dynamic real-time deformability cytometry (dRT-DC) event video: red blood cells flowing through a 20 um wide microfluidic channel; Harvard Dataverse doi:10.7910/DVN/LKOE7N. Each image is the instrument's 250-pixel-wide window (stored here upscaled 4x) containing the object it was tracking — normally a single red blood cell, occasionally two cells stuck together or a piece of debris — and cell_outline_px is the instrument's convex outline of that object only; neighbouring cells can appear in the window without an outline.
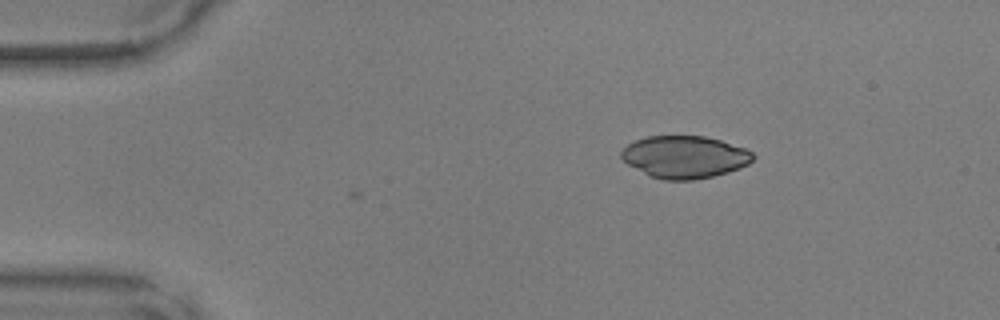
{"species": "common noctule bat (a hibernating species)", "species_latin": "Nyctalus noctula", "temperature_condition": "warm", "stored_images_in_passage": 3, "camera_frame_rate_fps": 3000, "um_per_image_px": 0.085, "animal": {"sex": "male", "body_mass_g": 17.9, "forearm_length_mm": 54.2}, "frame": {"image": 1, "passage_image": 3, "time_ms": 0.667, "image_size_px": [1000, 320], "cell_outline_px": [[756, 156], [748, 164], [740, 168], [728, 172], [696, 180], [664, 180], [652, 176], [628, 164], [620, 156], [620, 152], [628, 144], [636, 140], [648, 136], [704, 136], [720, 140], [744, 148], [752, 152]], "centroid_in_image_um": [58.22, 13.34], "position_along_channel_um": 26.8, "area_um2": 32.25}}